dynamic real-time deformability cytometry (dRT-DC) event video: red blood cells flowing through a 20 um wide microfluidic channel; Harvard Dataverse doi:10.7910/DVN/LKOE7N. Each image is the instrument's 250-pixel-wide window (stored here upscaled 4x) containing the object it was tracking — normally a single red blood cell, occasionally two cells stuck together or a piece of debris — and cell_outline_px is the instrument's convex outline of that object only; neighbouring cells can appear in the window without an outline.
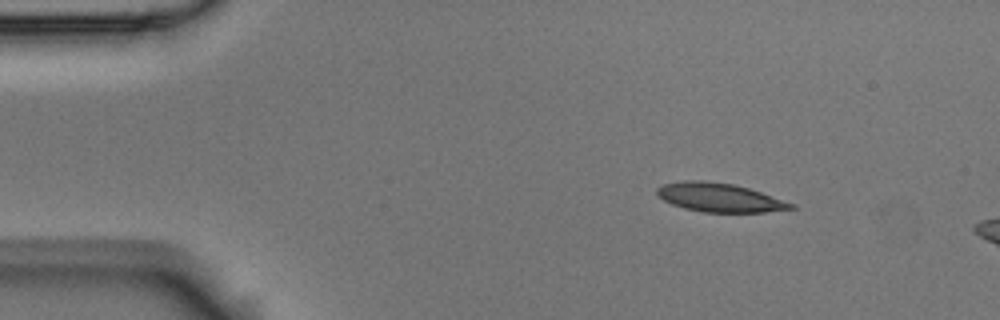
{"species": "Egyptian fruit bat (a non-hibernating species)", "species_latin": "Rousettus aegyptiacus", "temperature_condition": "room temperature", "stored_images_in_passage": 3, "camera_frame_rate_fps": 3000, "um_per_image_px": 0.085, "animal": {"sex": "male"}, "frame": {"image": 1, "passage_image": 1, "time_ms": 0.0, "image_size_px": [1000, 320], "cell_outline_px": [[796, 208], [764, 212], [704, 212], [684, 208], [672, 204], [664, 200], [656, 192], [656, 188], [664, 184], [684, 180], [700, 180], [732, 184], [748, 188], [796, 204]], "centroid_in_image_um": [61.16, 16.79], "position_along_channel_um": 23.8, "area_um2": 22.25}}